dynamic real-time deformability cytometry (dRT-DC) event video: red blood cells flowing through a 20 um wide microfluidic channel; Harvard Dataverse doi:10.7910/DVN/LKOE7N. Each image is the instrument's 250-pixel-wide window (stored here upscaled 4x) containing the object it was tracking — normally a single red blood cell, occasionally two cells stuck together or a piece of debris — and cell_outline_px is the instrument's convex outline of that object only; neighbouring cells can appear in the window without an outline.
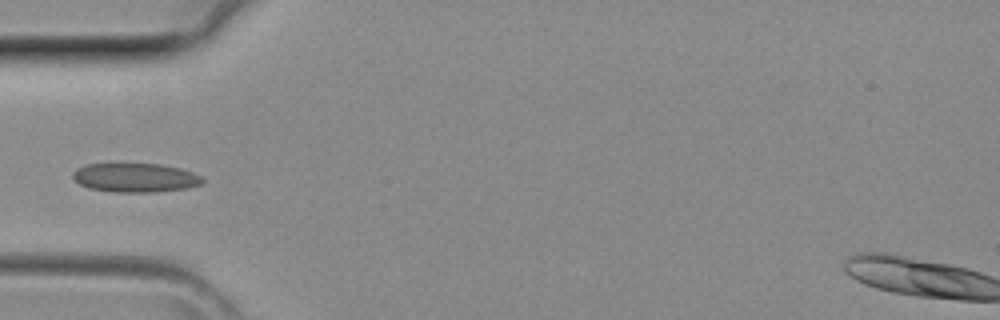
{"species": "common noctule bat (a hibernating species)", "species_latin": "Nyctalus noctula", "temperature_condition": "room temperature", "stored_images_in_passage": 31, "camera_frame_rate_fps": 3000, "um_per_image_px": 0.085, "animal": {"sex": "female", "body_mass_g": 29.2, "forearm_length_mm": 56.3}, "frame": {"image": 1, "passage_image": 5, "time_ms": 1.333, "image_size_px": [1000, 320], "cell_outline_px": [[204, 184], [188, 188], [152, 192], [116, 192], [88, 188], [80, 184], [72, 176], [72, 172], [76, 168], [84, 164], [120, 160], [160, 164], [180, 168], [192, 172], [200, 176], [204, 180]], "centroid_in_image_um": [11.44, 15.04], "position_along_channel_um": 73.6, "area_um2": 23.06}}
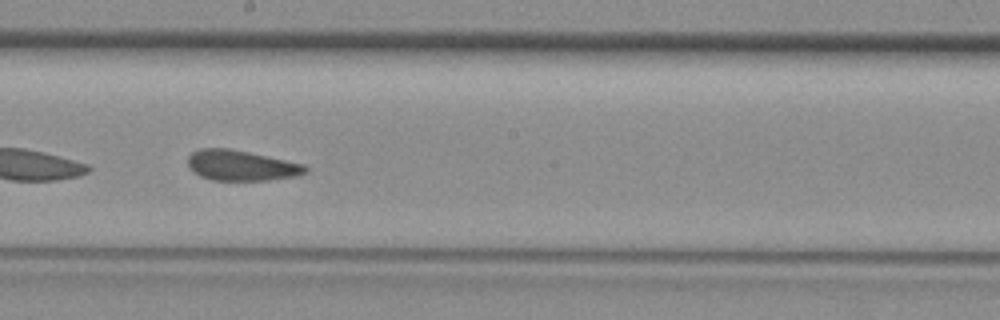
{"frame": {"image": 2, "passage_image": 14, "time_ms": 4.333, "image_size_px": [1000, 320], "cell_outline_px": [[308, 168], [304, 172], [296, 176], [268, 180], [212, 180], [200, 176], [188, 164], [188, 156], [192, 152], [200, 148], [228, 148], [248, 152], [304, 164]], "centroid_in_image_um": [20.49, 14.06], "position_along_channel_um": 227.7, "area_um2": 20.52}}